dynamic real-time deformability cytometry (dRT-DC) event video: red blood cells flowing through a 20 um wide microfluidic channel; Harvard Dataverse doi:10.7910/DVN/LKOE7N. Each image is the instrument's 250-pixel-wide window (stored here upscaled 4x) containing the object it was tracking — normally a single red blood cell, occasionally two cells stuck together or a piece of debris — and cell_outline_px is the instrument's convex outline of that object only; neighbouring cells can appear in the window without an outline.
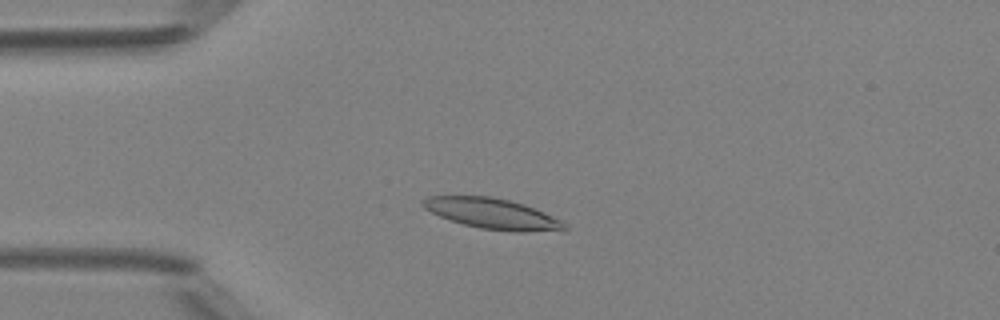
{"species": "Egyptian fruit bat (a non-hibernating species)", "species_latin": "Rousettus aegyptiacus", "temperature_condition": "room temperature", "stored_images_in_passage": 46, "camera_frame_rate_fps": 3000, "um_per_image_px": 0.085, "animal": {"sex": "female"}, "frame": {"image": 1, "passage_image": 10, "time_ms": 3.0, "image_size_px": [1000, 320], "cell_outline_px": [[568, 228], [564, 232], [512, 232], [480, 228], [464, 224], [440, 216], [424, 208], [420, 204], [420, 200], [428, 196], [492, 196], [524, 204], [544, 212], [568, 224]], "centroid_in_image_um": [41.93, 18.18], "position_along_channel_um": 43.1, "area_um2": 25.55}}
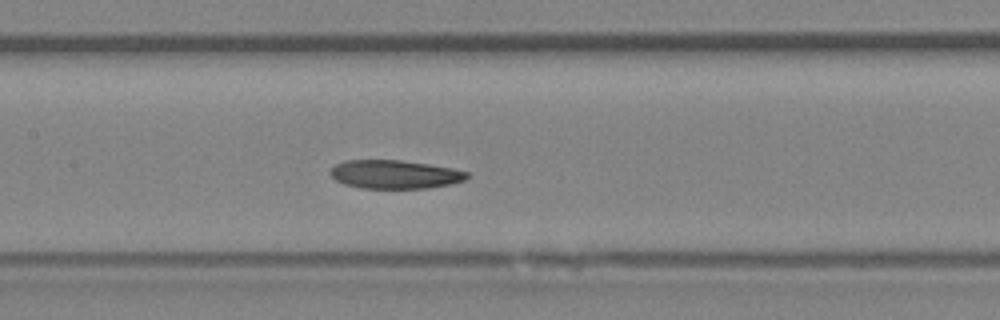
{"frame": {"image": 2, "passage_image": 21, "time_ms": 6.667, "image_size_px": [1000, 320], "cell_outline_px": [[468, 176], [464, 180], [448, 184], [428, 188], [360, 188], [344, 184], [336, 180], [328, 172], [336, 164], [344, 160], [400, 160], [428, 164], [452, 168], [468, 172]], "centroid_in_image_um": [33.52, 14.82], "position_along_channel_um": 173.9, "area_um2": 22.6}}
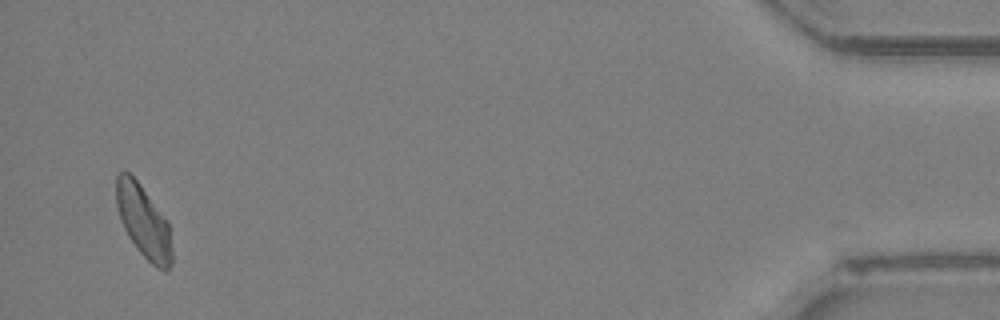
{"frame": {"image": 3, "passage_image": 45, "time_ms": 14.667, "image_size_px": [1000, 320], "cell_outline_px": [[172, 264], [164, 272], [156, 268], [136, 248], [128, 236], [120, 220], [116, 204], [116, 176], [120, 172], [128, 172], [140, 184], [168, 220], [172, 248]], "centroid_in_image_um": [12.21, 18.85], "position_along_channel_um": 423.0, "area_um2": 23.64}, "authors_computed_cell_mechanics": {"area_um2": 23.6402, "velocity_mm_per_s": 4.1701, "shape_relaxation_time_tau1_ms": 4.7497, "shape_relaxation_time_tau2_ms": null, "deformation_change_tau1": 0.1085, "deformation_change_tau2": null}}